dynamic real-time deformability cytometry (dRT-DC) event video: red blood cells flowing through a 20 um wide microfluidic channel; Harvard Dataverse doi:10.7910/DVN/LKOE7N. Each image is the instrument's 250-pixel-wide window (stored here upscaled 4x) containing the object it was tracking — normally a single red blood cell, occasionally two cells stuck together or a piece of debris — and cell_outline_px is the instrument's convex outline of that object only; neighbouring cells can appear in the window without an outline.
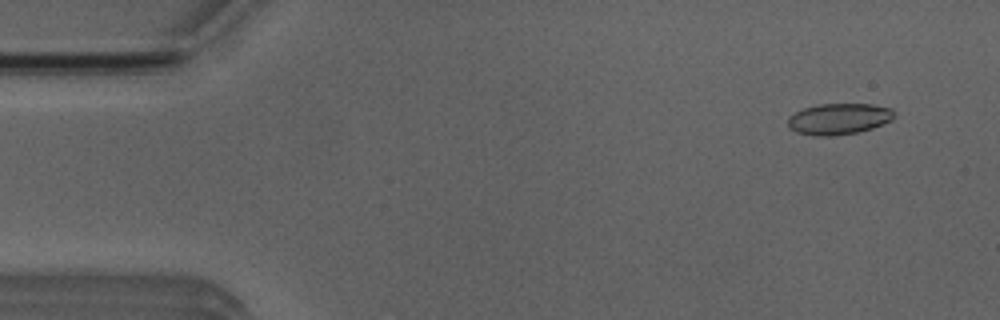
{"species": "Egyptian fruit bat (a non-hibernating species)", "species_latin": "Rousettus aegyptiacus", "temperature_condition": "room temperature", "stored_images_in_passage": 4, "camera_frame_rate_fps": 3000, "um_per_image_px": 0.085, "animal": {"sex": "male"}, "frame": {"image": 1, "passage_image": 1, "time_ms": 0.0, "image_size_px": [1000, 320], "cell_outline_px": [[892, 120], [872, 128], [856, 132], [828, 136], [816, 136], [796, 132], [788, 128], [788, 116], [804, 108], [820, 104], [872, 104], [892, 108]], "centroid_in_image_um": [71.26, 10.1], "position_along_channel_um": 13.7, "area_um2": 19.13}}